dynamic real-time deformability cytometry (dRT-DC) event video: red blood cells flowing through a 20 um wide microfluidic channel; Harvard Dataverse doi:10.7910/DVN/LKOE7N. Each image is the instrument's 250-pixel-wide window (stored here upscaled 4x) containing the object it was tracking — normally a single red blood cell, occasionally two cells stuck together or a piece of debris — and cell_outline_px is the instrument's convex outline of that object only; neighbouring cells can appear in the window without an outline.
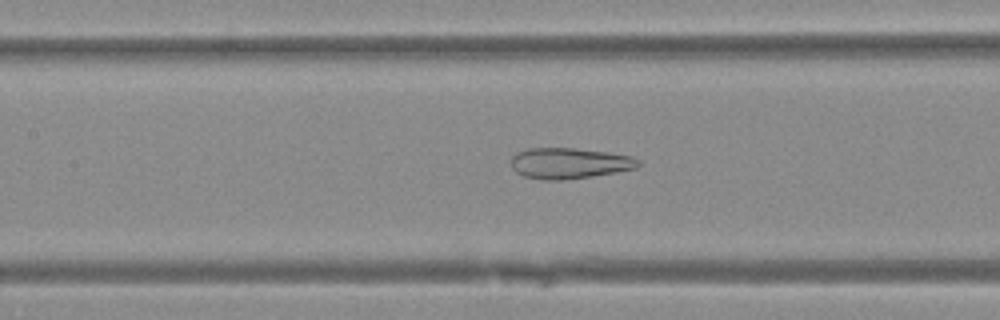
{"species": "Egyptian fruit bat (a non-hibernating species)", "species_latin": "Rousettus aegyptiacus", "temperature_condition": "warm", "stored_images_in_passage": 35, "camera_frame_rate_fps": 3000, "um_per_image_px": 0.085, "animal": {"sex": "female"}, "frame": {"image": 1, "passage_image": 12, "time_ms": 3.667, "image_size_px": [1000, 320], "cell_outline_px": [[640, 164], [636, 168], [616, 172], [592, 176], [564, 180], [540, 180], [524, 176], [516, 172], [512, 168], [512, 156], [516, 152], [528, 148], [572, 148], [608, 152], [632, 156], [640, 160]], "centroid_in_image_um": [48.39, 13.87], "position_along_channel_um": 159.0, "area_um2": 22.95}}
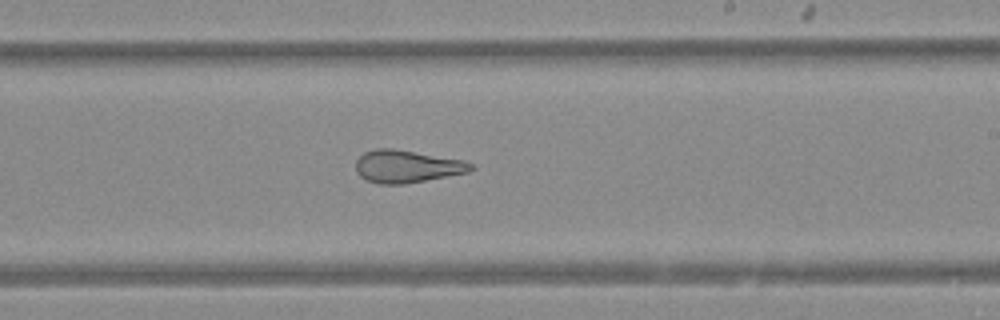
{"frame": {"image": 2, "passage_image": 19, "time_ms": 6.0, "image_size_px": [1000, 320], "cell_outline_px": [[476, 168], [468, 172], [404, 184], [380, 184], [364, 180], [356, 172], [356, 160], [364, 152], [376, 148], [392, 148], [464, 160], [472, 164]], "centroid_in_image_um": [34.56, 14.14], "position_along_channel_um": 254.4, "area_um2": 21.85}}
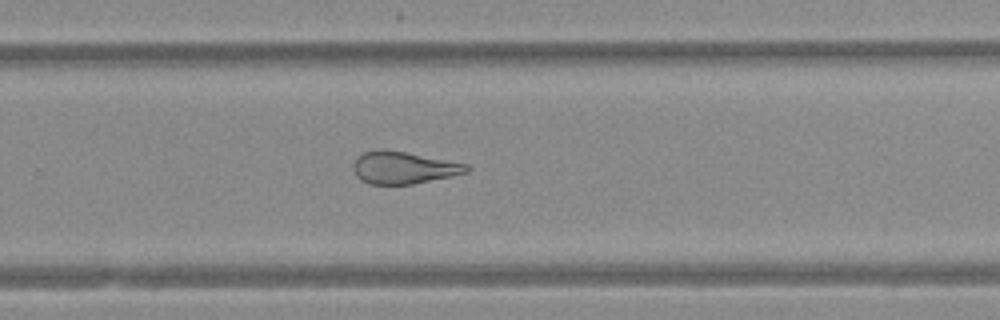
{"frame": {"image": 3, "passage_image": 22, "time_ms": 7.0, "image_size_px": [1000, 320], "cell_outline_px": [[472, 168], [468, 172], [452, 176], [412, 184], [368, 184], [360, 180], [356, 176], [352, 168], [352, 164], [364, 152], [404, 152], [468, 164]], "centroid_in_image_um": [34.34, 14.3], "position_along_channel_um": 295.5, "area_um2": 20.69}}